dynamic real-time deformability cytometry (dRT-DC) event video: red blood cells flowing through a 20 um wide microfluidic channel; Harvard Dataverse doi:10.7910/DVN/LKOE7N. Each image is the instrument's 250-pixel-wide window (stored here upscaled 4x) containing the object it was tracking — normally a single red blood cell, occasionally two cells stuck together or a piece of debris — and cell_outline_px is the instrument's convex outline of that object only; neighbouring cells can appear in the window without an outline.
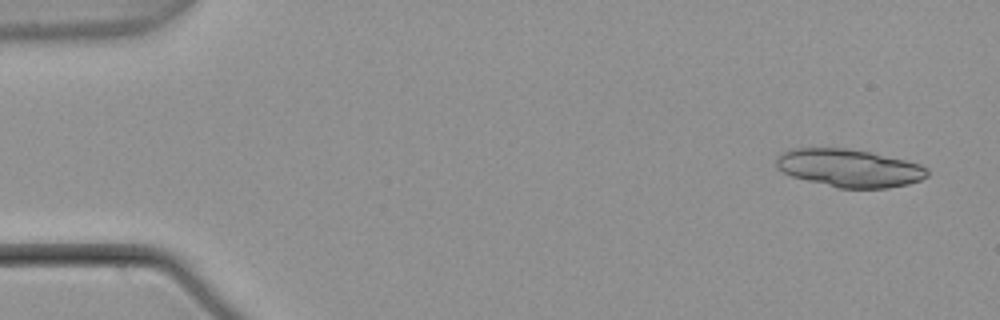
{"species": "common noctule bat (a hibernating species)", "species_latin": "Nyctalus noctula", "temperature_condition": "warm", "stored_images_in_passage": 5, "camera_frame_rate_fps": 3000, "um_per_image_px": 0.085, "animal": {"sex": "male", "body_mass_g": 21.5, "forearm_length_mm": 52.0}, "frame": {"image": 1, "passage_image": 1, "time_ms": 0.0, "image_size_px": [1000, 320], "cell_outline_px": [[928, 176], [920, 180], [908, 184], [888, 188], [836, 188], [792, 176], [776, 168], [776, 156], [792, 148], [844, 148], [872, 152], [920, 164], [928, 168]], "centroid_in_image_um": [72.19, 14.28], "position_along_channel_um": 12.8, "area_um2": 33.41}}
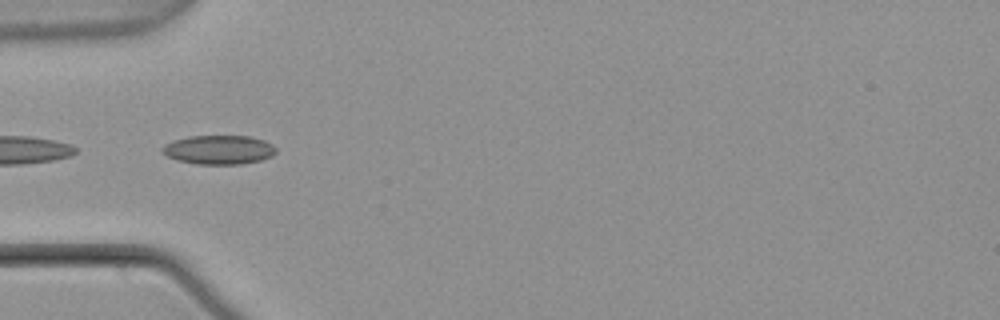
{"frame": {"image": 2, "passage_image": 5, "time_ms": 1.333, "image_size_px": [1000, 320], "cell_outline_px": [[276, 152], [272, 156], [260, 160], [240, 164], [196, 164], [176, 160], [160, 152], [160, 148], [164, 144], [172, 140], [188, 136], [252, 136], [264, 140], [272, 144], [276, 148]], "centroid_in_image_um": [18.57, 12.72], "position_along_channel_um": 66.4, "area_um2": 19.48}}